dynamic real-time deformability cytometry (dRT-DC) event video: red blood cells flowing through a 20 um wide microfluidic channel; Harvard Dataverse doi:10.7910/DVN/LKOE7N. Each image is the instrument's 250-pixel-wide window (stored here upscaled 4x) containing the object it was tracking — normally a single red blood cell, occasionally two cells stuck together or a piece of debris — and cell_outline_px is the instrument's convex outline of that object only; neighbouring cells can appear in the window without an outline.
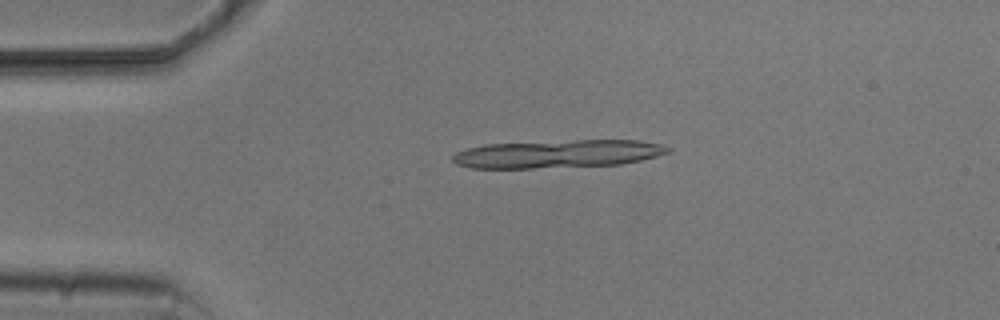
{"species": "common noctule bat (a hibernating species)", "species_latin": "Nyctalus noctula", "temperature_condition": "cold", "stored_images_in_passage": 3, "camera_frame_rate_fps": 3000, "um_per_image_px": 0.085, "animal": {"sex": "male", "body_mass_g": 20.5, "forearm_length_mm": 52.5}, "frame": {"image": 1, "passage_image": 1, "time_ms": 0.0, "image_size_px": [1000, 320], "cell_outline_px": [[672, 148], [668, 152], [656, 156], [640, 160], [620, 164], [532, 168], [472, 168], [456, 164], [452, 160], [452, 156], [456, 152], [468, 148], [484, 144], [576, 140], [640, 140], [664, 144]], "centroid_in_image_um": [47.41, 13.07], "position_along_channel_um": 37.6, "area_um2": 35.08}}